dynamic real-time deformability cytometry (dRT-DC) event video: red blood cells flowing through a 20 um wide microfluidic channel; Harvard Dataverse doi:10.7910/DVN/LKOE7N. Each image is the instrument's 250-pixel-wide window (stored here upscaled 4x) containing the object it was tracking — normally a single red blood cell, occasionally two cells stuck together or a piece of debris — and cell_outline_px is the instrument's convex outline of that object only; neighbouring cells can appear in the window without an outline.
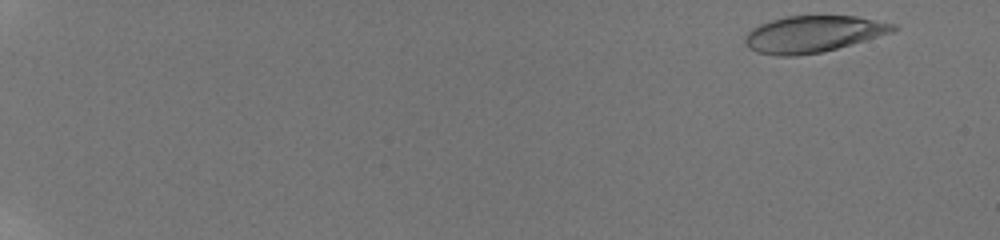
{"species": "human", "species_latin": "Homo sapiens", "temperature_condition": "room temperature", "stored_images_in_passage": 32, "camera_frame_rate_fps": 3000, "um_per_image_px": 0.085, "donor": {"sex": "male"}, "frame": {"image": 1, "passage_image": 2, "time_ms": 0.333, "image_size_px": [1000, 240], "cell_outline_px": [[900, 28], [892, 32], [852, 44], [820, 52], [796, 56], [780, 56], [756, 52], [748, 48], [744, 44], [744, 40], [748, 32], [752, 28], [760, 24], [772, 20], [788, 16], [856, 16], [896, 24]], "centroid_in_image_um": [69.1, 2.89], "position_along_channel_um": 15.9, "area_um2": 31.44}}
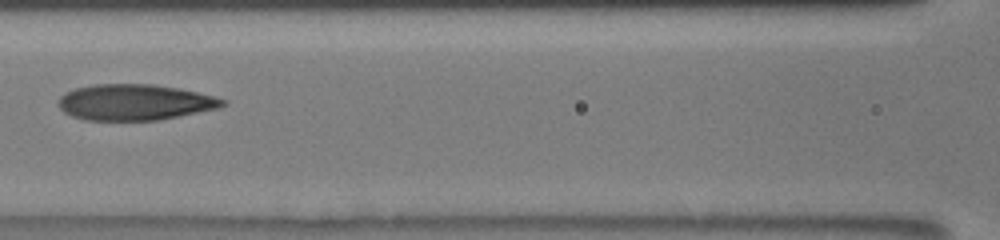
{"frame": {"image": 2, "passage_image": 23, "time_ms": 9.333, "image_size_px": [1000, 240], "cell_outline_px": [[228, 104], [220, 108], [160, 120], [84, 120], [72, 116], [64, 112], [56, 104], [60, 96], [64, 92], [76, 88], [96, 84], [152, 84], [180, 88], [216, 96], [228, 100]], "centroid_in_image_um": [11.49, 8.69], "position_along_channel_um": 155.1, "area_um2": 34.85}}
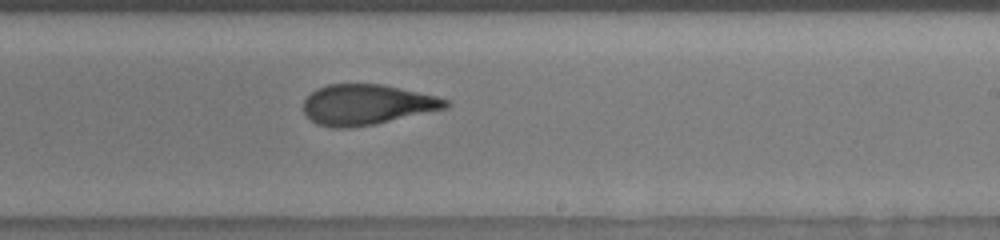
{"frame": {"image": 3, "passage_image": 32, "time_ms": 12.0, "image_size_px": [1000, 240], "cell_outline_px": [[452, 104], [448, 108], [372, 124], [348, 128], [336, 128], [316, 124], [304, 112], [304, 100], [316, 88], [328, 84], [384, 84], [436, 96], [448, 100]], "centroid_in_image_um": [31.19, 8.88], "position_along_channel_um": 257.8, "area_um2": 33.29}}